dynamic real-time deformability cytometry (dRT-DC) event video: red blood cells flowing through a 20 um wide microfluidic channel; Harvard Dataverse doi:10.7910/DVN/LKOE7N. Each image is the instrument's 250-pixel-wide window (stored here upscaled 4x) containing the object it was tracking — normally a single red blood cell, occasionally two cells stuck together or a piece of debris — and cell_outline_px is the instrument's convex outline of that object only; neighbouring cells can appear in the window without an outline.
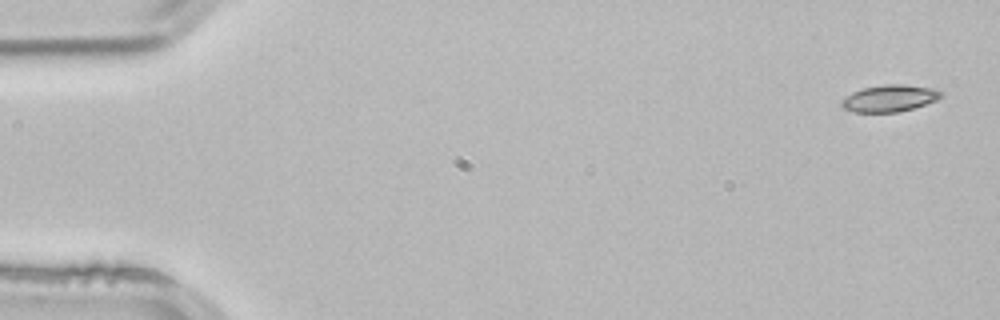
{"species": "common noctule bat (a hibernating species)", "species_latin": "Nyctalus noctula", "temperature_condition": "room temperature", "stored_images_in_passage": 3, "camera_frame_rate_fps": 3000, "um_per_image_px": 0.085, "animal": {"sex": "male", "body_mass_g": 21.5, "forearm_length_mm": 52.0}, "frame": {"image": 1, "passage_image": 1, "time_ms": 0.0, "image_size_px": [1000, 320], "cell_outline_px": [[944, 96], [936, 100], [912, 108], [896, 112], [856, 112], [844, 108], [840, 104], [840, 100], [852, 92], [864, 88], [884, 84], [904, 84], [932, 88], [944, 92]], "centroid_in_image_um": [75.62, 8.34], "position_along_channel_um": 9.4, "area_um2": 15.49}}